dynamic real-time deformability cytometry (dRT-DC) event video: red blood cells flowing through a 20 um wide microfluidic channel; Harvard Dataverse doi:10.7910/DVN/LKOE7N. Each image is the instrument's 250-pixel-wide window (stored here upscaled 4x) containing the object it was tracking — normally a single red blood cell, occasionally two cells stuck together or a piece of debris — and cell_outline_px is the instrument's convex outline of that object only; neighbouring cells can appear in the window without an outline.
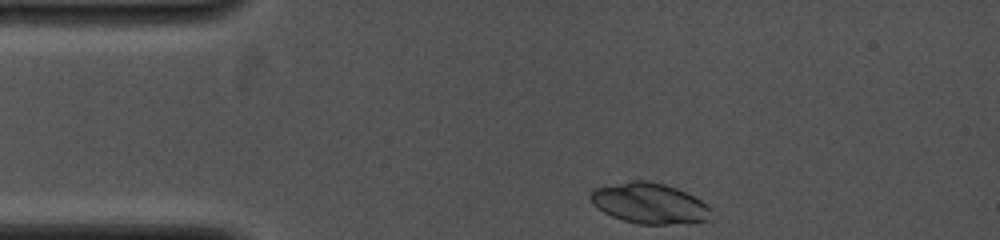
{"species": "common noctule bat (a hibernating species)", "species_latin": "Nyctalus noctula", "temperature_condition": "cold", "stored_images_in_passage": 27, "camera_frame_rate_fps": 4000, "um_per_image_px": 0.085, "animal": {"sex": "female", "body_mass_g": 19.0, "forearm_length_mm": 53.3}, "frame": {"image": 1, "passage_image": 1, "time_ms": 0.0, "image_size_px": [1000, 240], "cell_outline_px": [[708, 220], [692, 224], [640, 224], [624, 220], [612, 216], [604, 212], [592, 204], [588, 196], [596, 188], [632, 180], [648, 180], [664, 184], [676, 188], [700, 200], [708, 208]], "centroid_in_image_um": [55.17, 17.29], "position_along_channel_um": 29.8, "area_um2": 28.21}}
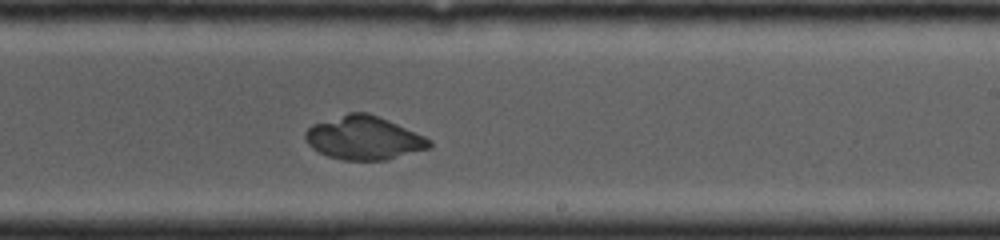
{"frame": {"image": 2, "passage_image": 19, "time_ms": 6.5, "image_size_px": [1000, 240], "cell_outline_px": [[432, 148], [388, 160], [344, 160], [328, 156], [312, 148], [308, 144], [304, 136], [304, 132], [312, 124], [348, 112], [368, 112], [388, 120], [424, 136], [432, 140]], "centroid_in_image_um": [30.94, 11.73], "position_along_channel_um": 258.1, "area_um2": 31.62}}
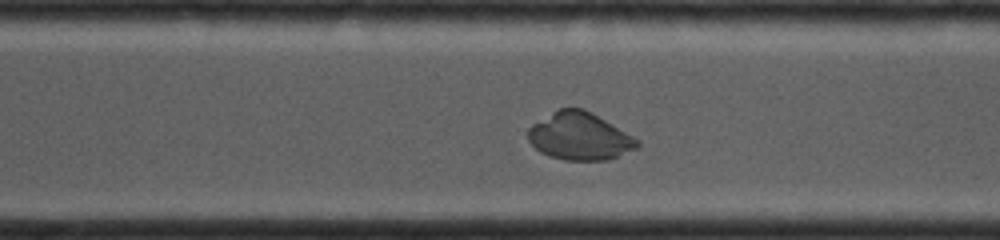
{"frame": {"image": 3, "passage_image": 23, "time_ms": 8.0, "image_size_px": [1000, 240], "cell_outline_px": [[640, 144], [636, 148], [608, 160], [564, 160], [548, 156], [540, 152], [528, 140], [528, 128], [532, 124], [556, 108], [584, 108], [592, 112], [640, 140]], "centroid_in_image_um": [49.25, 11.57], "position_along_channel_um": 321.4, "area_um2": 30.4}}